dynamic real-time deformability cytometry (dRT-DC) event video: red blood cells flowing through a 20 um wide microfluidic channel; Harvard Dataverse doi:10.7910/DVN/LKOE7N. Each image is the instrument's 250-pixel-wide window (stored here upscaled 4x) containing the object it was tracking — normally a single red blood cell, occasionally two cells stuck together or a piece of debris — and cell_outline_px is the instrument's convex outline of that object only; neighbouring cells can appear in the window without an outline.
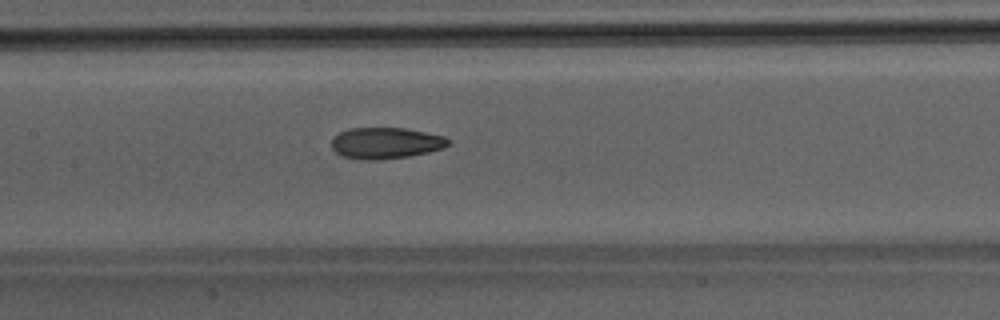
{"species": "Egyptian fruit bat (a non-hibernating species)", "species_latin": "Rousettus aegyptiacus", "temperature_condition": "room temperature", "stored_images_in_passage": 35, "camera_frame_rate_fps": 3000, "um_per_image_px": 0.085, "animal": {"sex": "male"}, "frame": {"image": 1, "passage_image": 11, "time_ms": 3.333, "image_size_px": [1000, 320], "cell_outline_px": [[452, 140], [444, 148], [428, 152], [408, 156], [380, 160], [360, 160], [340, 156], [332, 148], [332, 136], [348, 128], [404, 128], [444, 136]], "centroid_in_image_um": [32.76, 12.17], "position_along_channel_um": 174.6, "area_um2": 21.44}}
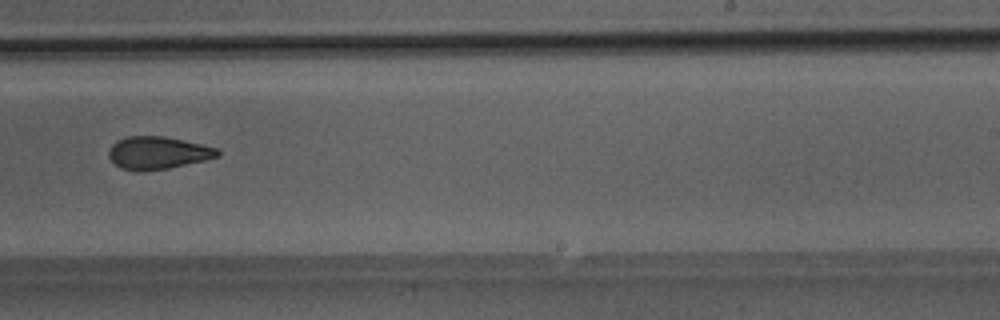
{"frame": {"image": 2, "passage_image": 18, "time_ms": 5.667, "image_size_px": [1000, 320], "cell_outline_px": [[220, 156], [204, 160], [168, 168], [140, 172], [136, 172], [120, 168], [108, 156], [108, 152], [112, 144], [116, 140], [128, 136], [164, 136], [184, 140], [216, 148], [220, 152]], "centroid_in_image_um": [13.38, 12.99], "position_along_channel_um": 275.6, "area_um2": 20.69}}
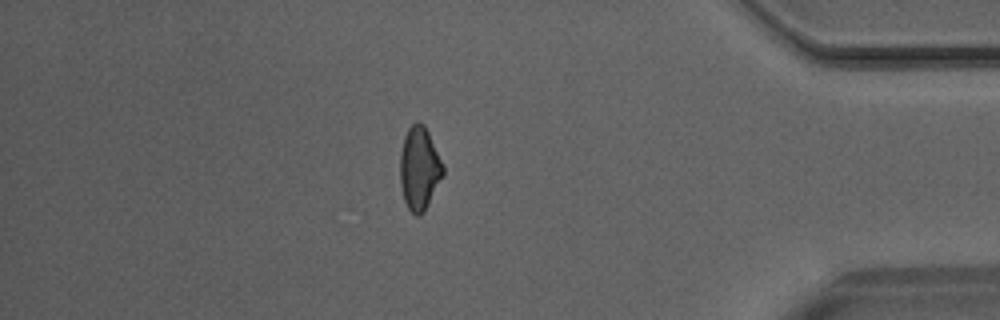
{"frame": {"image": 3, "passage_image": 29, "time_ms": 9.333, "image_size_px": [1000, 320], "cell_outline_px": [[444, 172], [424, 212], [420, 216], [416, 216], [408, 208], [404, 200], [400, 184], [400, 152], [404, 136], [408, 128], [416, 120], [424, 124], [444, 164]], "centroid_in_image_um": [35.63, 14.29], "position_along_channel_um": 399.6, "area_um2": 20.87}}